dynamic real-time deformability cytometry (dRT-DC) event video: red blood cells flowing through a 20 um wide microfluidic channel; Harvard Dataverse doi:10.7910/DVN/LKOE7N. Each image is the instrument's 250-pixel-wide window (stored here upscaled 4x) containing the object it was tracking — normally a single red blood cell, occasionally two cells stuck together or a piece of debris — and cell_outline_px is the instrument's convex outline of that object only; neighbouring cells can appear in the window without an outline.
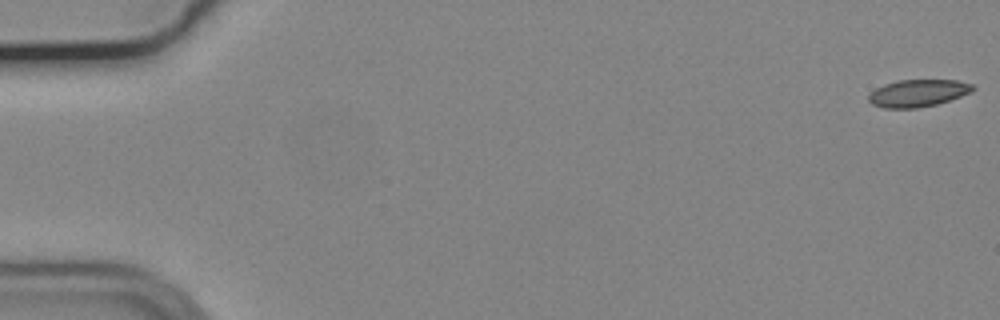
{"species": "common noctule bat (a hibernating species)", "species_latin": "Nyctalus noctula", "temperature_condition": "cold", "stored_images_in_passage": 56, "camera_frame_rate_fps": 3000, "um_per_image_px": 0.085, "animal": {"sex": "male", "body_mass_g": 19.2, "forearm_length_mm": 51.8}, "frame": {"image": 1, "passage_image": 1, "time_ms": 0.0, "image_size_px": [1000, 320], "cell_outline_px": [[976, 88], [972, 92], [936, 104], [916, 108], [884, 108], [872, 104], [868, 100], [868, 96], [876, 88], [884, 84], [896, 80], [956, 80], [972, 84]], "centroid_in_image_um": [78.02, 7.91], "position_along_channel_um": 7.0, "area_um2": 16.47}}
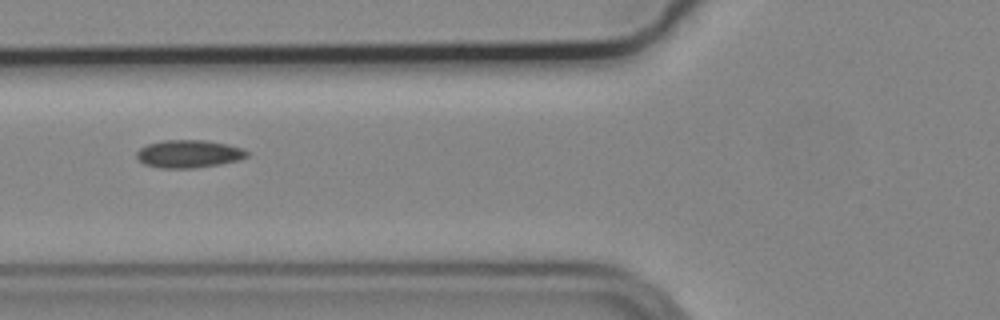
{"frame": {"image": 2, "passage_image": 22, "time_ms": 7.0, "image_size_px": [1000, 320], "cell_outline_px": [[248, 156], [236, 160], [220, 164], [192, 168], [160, 168], [144, 164], [136, 156], [136, 152], [140, 148], [148, 144], [164, 140], [208, 140], [228, 144], [244, 148], [248, 152]], "centroid_in_image_um": [16.05, 13.07], "position_along_channel_um": 109.7, "area_um2": 17.86}}
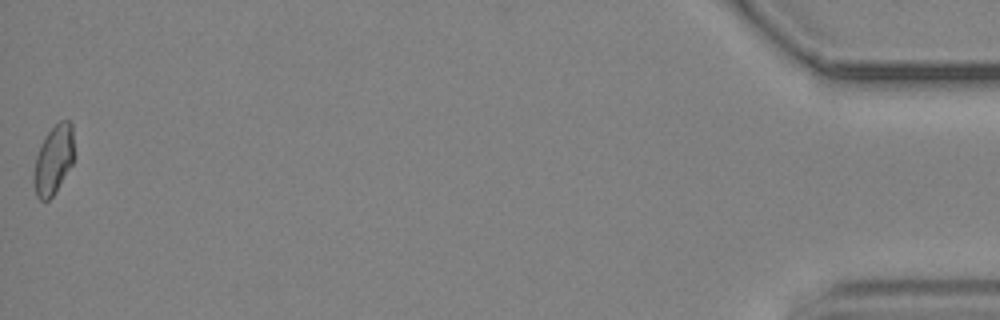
{"frame": {"image": 3, "passage_image": 56, "time_ms": 18.333, "image_size_px": [1000, 320], "cell_outline_px": [[72, 164], [52, 196], [48, 200], [40, 200], [36, 196], [32, 180], [36, 156], [44, 136], [60, 120], [68, 120], [72, 124]], "centroid_in_image_um": [4.51, 13.59], "position_along_channel_um": 430.7, "area_um2": 15.9}, "authors_computed_cell_mechanics": {"area_um2": 16.9932, "velocity_mm_per_s": 3.6979, "shape_relaxation_time_tau1_ms": null, "shape_relaxation_time_tau2_ms": 5.5902, "deformation_change_tau1": null, "deformation_change_tau2": 0.1068}}